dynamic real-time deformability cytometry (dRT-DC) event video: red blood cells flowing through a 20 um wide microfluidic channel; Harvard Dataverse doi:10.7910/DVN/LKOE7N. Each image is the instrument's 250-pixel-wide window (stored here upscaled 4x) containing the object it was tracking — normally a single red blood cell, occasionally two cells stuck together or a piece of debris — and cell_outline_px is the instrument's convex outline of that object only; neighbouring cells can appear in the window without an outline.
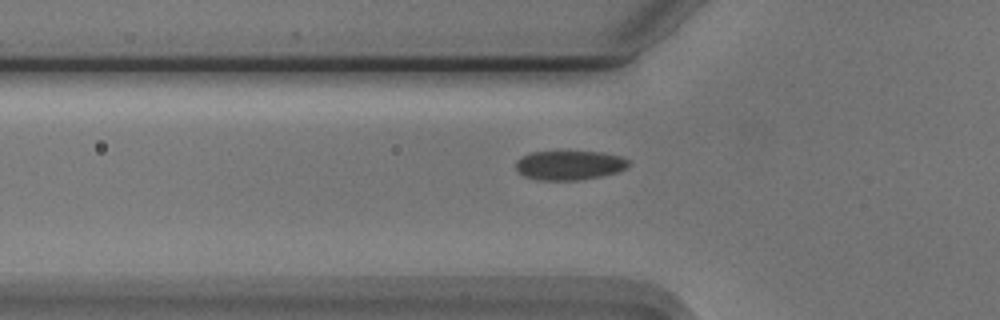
{"species": "Egyptian fruit bat (a non-hibernating species)", "species_latin": "Rousettus aegyptiacus", "temperature_condition": "cold", "stored_images_in_passage": 12, "camera_frame_rate_fps": 3000, "um_per_image_px": 0.085, "animal": {"sex": "male"}, "frame": {"image": 1, "passage_image": 4, "time_ms": 1.0, "image_size_px": [1000, 320], "cell_outline_px": [[632, 164], [616, 172], [600, 176], [576, 180], [536, 180], [524, 176], [516, 168], [516, 160], [520, 156], [532, 152], [604, 152], [624, 156]], "centroid_in_image_um": [48.41, 14.03], "position_along_channel_um": 77.4, "area_um2": 19.31}}
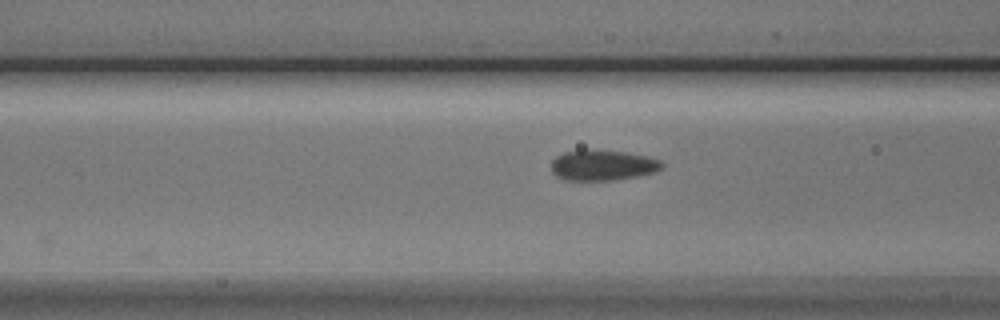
{"frame": {"image": 2, "passage_image": 7, "time_ms": 2.0, "image_size_px": [1000, 320], "cell_outline_px": [[664, 168], [656, 172], [616, 180], [564, 180], [556, 176], [552, 172], [552, 160], [556, 156], [564, 152], [624, 152], [644, 156], [660, 160], [664, 164]], "centroid_in_image_um": [51.26, 14.09], "position_along_channel_um": 115.3, "area_um2": 19.07}}
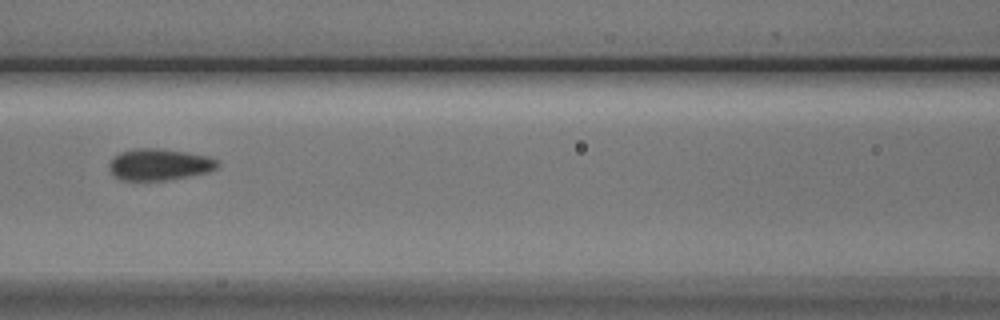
{"frame": {"image": 3, "passage_image": 10, "time_ms": 3.0, "image_size_px": [1000, 320], "cell_outline_px": [[220, 164], [216, 168], [208, 172], [188, 176], [164, 180], [120, 180], [108, 168], [108, 164], [112, 156], [120, 152], [136, 148], [160, 148], [208, 156], [216, 160]], "centroid_in_image_um": [13.5, 13.97], "position_along_channel_um": 153.1, "area_um2": 19.88}}